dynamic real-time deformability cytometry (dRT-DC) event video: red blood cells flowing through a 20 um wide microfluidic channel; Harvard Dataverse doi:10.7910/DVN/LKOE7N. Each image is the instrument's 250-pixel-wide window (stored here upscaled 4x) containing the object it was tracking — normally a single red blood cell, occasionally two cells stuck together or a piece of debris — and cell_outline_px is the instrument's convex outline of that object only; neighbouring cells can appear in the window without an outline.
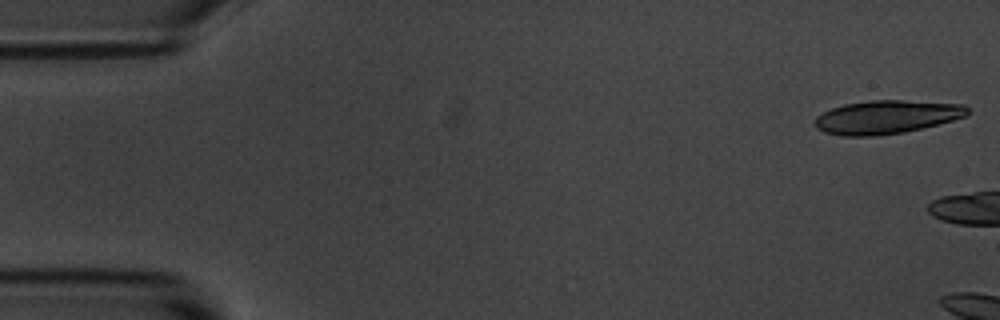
{"species": "common noctule bat (a hibernating species)", "species_latin": "Nyctalus noctula", "temperature_condition": "room temperature", "stored_images_in_passage": 5, "camera_frame_rate_fps": 3000, "um_per_image_px": 0.085, "animal": {"sex": "male", "body_mass_g": 20.1, "forearm_length_mm": 53.5}, "frame": {"image": 1, "passage_image": 1, "time_ms": 0.0, "image_size_px": [1000, 320], "cell_outline_px": [[968, 112], [964, 116], [952, 120], [904, 132], [872, 136], [844, 136], [824, 132], [816, 128], [816, 116], [832, 108], [844, 104], [872, 100], [900, 100], [964, 104], [968, 108]], "centroid_in_image_um": [75.33, 9.94], "position_along_channel_um": 9.7, "area_um2": 29.36}}